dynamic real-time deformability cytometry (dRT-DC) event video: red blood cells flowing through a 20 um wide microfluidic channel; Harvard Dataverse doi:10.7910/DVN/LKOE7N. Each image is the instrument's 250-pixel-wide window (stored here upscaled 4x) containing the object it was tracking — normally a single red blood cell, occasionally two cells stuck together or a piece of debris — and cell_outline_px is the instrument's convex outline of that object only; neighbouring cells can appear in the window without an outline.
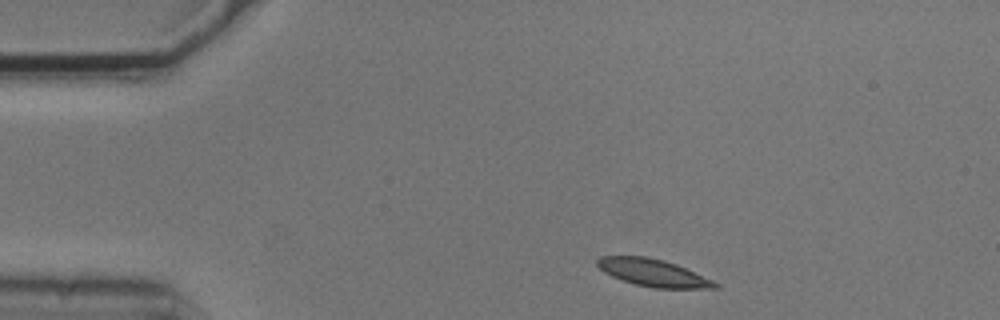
{"species": "common noctule bat (a hibernating species)", "species_latin": "Nyctalus noctula", "temperature_condition": "cold", "stored_images_in_passage": 4, "camera_frame_rate_fps": 3000, "um_per_image_px": 0.085, "animal": {"sex": "male", "body_mass_g": 20.5, "forearm_length_mm": 52.5}, "frame": {"image": 1, "passage_image": 1, "time_ms": 0.0, "image_size_px": [1000, 320], "cell_outline_px": [[720, 288], [652, 288], [636, 284], [612, 276], [604, 272], [596, 264], [596, 260], [600, 256], [648, 256], [664, 260], [676, 264], [712, 280], [720, 284]], "centroid_in_image_um": [55.51, 23.18], "position_along_channel_um": 29.5, "area_um2": 18.61}}
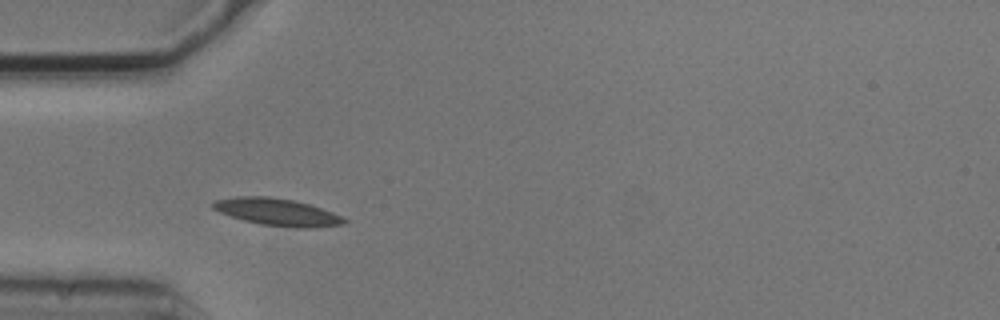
{"frame": {"image": 2, "passage_image": 3, "time_ms": 0.667, "image_size_px": [1000, 320], "cell_outline_px": [[348, 220], [344, 224], [312, 228], [296, 228], [260, 224], [244, 220], [220, 212], [212, 208], [212, 204], [216, 200], [236, 196], [268, 196], [292, 200], [308, 204], [332, 212]], "centroid_in_image_um": [23.57, 18.03], "position_along_channel_um": 61.4, "area_um2": 20.58}}